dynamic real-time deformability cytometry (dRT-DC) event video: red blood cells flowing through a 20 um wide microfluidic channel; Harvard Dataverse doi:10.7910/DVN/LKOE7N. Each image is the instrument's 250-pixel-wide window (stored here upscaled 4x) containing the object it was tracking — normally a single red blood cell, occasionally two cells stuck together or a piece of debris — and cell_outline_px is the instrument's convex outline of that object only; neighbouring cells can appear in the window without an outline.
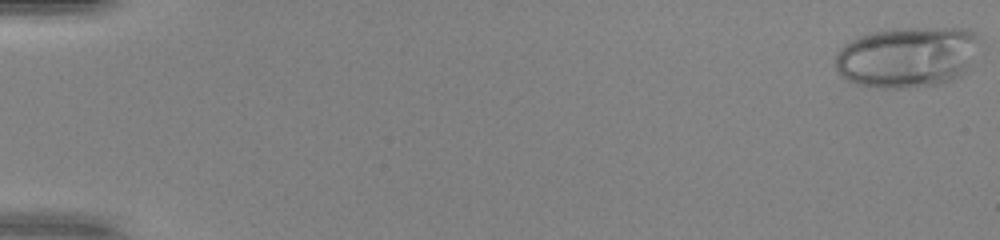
{"species": "human", "species_latin": "Homo sapiens", "temperature_condition": "warm", "stored_images_in_passage": 51, "camera_frame_rate_fps": 3000, "um_per_image_px": 0.085, "donor": {"sex": "female"}, "frame": {"image": 1, "passage_image": 1, "time_ms": 0.0, "image_size_px": [1000, 240], "cell_outline_px": [[984, 40], [968, 72], [960, 76], [936, 84], [904, 88], [876, 88], [856, 84], [840, 76], [836, 72], [836, 52], [848, 40], [868, 32], [896, 28], [968, 28], [976, 32]], "centroid_in_image_um": [77.17, 4.82], "position_along_channel_um": 7.8, "area_um2": 52.48}}
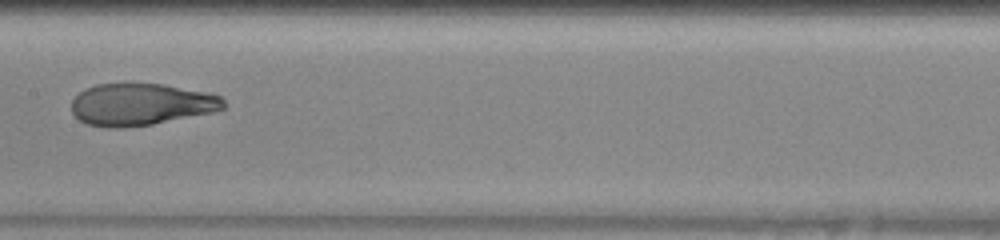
{"frame": {"image": 2, "passage_image": 28, "time_ms": 9.0, "image_size_px": [1000, 240], "cell_outline_px": [[228, 104], [224, 108], [216, 112], [152, 124], [120, 128], [108, 128], [88, 124], [80, 120], [72, 112], [72, 100], [84, 88], [96, 84], [164, 84], [204, 92], [220, 96]], "centroid_in_image_um": [12.0, 8.88], "position_along_channel_um": 195.4, "area_um2": 37.22}}
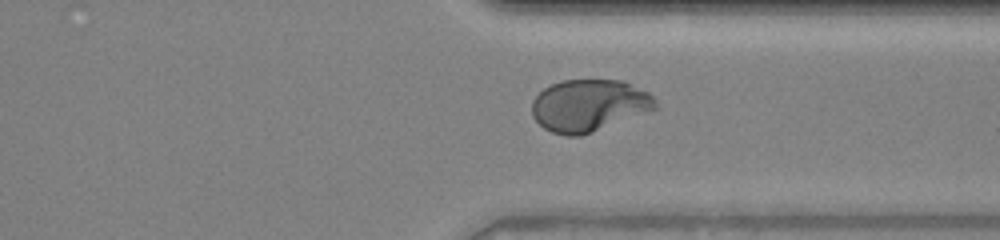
{"frame": {"image": 3, "passage_image": 40, "time_ms": 13.0, "image_size_px": [1000, 240], "cell_outline_px": [[660, 108], [592, 132], [580, 136], [568, 136], [552, 132], [544, 128], [532, 116], [532, 100], [544, 88], [560, 80], [624, 80], [648, 92], [656, 100]], "centroid_in_image_um": [50.09, 8.96], "position_along_channel_um": 361.3, "area_um2": 37.63}, "authors_computed_cell_mechanics": {"area_um2": 39.0728, "velocity_mm_per_s": 4.1393, "shape_relaxation_time_tau1_ms": 7.1699, "shape_relaxation_time_tau2_ms": null, "deformation_change_tau1": 0.3417, "deformation_change_tau2": null}}